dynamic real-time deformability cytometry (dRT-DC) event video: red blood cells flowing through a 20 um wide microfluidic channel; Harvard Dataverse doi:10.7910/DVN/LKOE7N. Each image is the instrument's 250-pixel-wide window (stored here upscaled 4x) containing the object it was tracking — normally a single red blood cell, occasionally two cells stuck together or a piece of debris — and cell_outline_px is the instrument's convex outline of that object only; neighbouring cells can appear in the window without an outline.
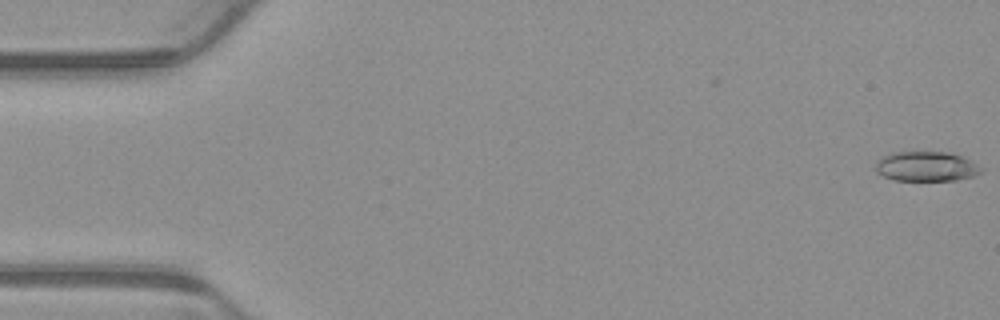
{"species": "common noctule bat (a hibernating species)", "species_latin": "Nyctalus noctula", "temperature_condition": "warm", "stored_images_in_passage": 6, "camera_frame_rate_fps": 3000, "um_per_image_px": 0.085, "animal": {"sex": "male", "body_mass_g": 23.1, "forearm_length_mm": 52.7}, "frame": {"image": 1, "passage_image": 1, "time_ms": 0.0, "image_size_px": [1000, 320], "cell_outline_px": [[984, 168], [980, 172], [972, 176], [956, 180], [896, 180], [884, 176], [876, 172], [876, 160], [892, 152], [948, 152], [964, 156]], "centroid_in_image_um": [78.75, 14.13], "position_along_channel_um": 6.3, "area_um2": 18.32}}
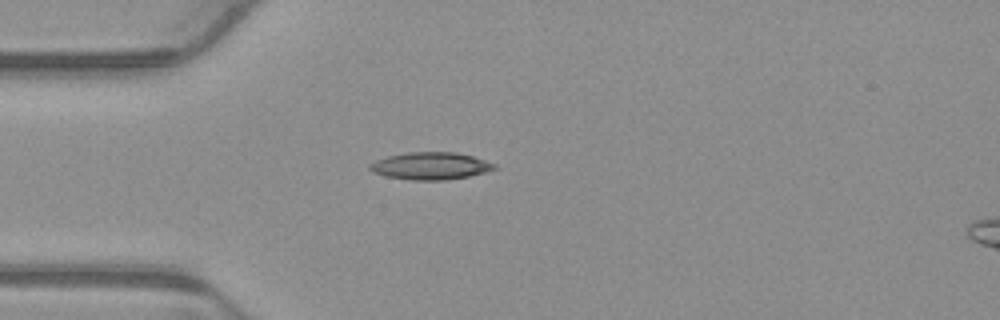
{"frame": {"image": 2, "passage_image": 5, "time_ms": 1.333, "image_size_px": [1000, 320], "cell_outline_px": [[500, 168], [468, 176], [444, 180], [408, 180], [384, 176], [372, 172], [368, 168], [368, 164], [376, 160], [388, 156], [408, 152], [456, 152], [472, 156], [496, 164]], "centroid_in_image_um": [36.57, 14.1], "position_along_channel_um": 48.4, "area_um2": 19.94}}